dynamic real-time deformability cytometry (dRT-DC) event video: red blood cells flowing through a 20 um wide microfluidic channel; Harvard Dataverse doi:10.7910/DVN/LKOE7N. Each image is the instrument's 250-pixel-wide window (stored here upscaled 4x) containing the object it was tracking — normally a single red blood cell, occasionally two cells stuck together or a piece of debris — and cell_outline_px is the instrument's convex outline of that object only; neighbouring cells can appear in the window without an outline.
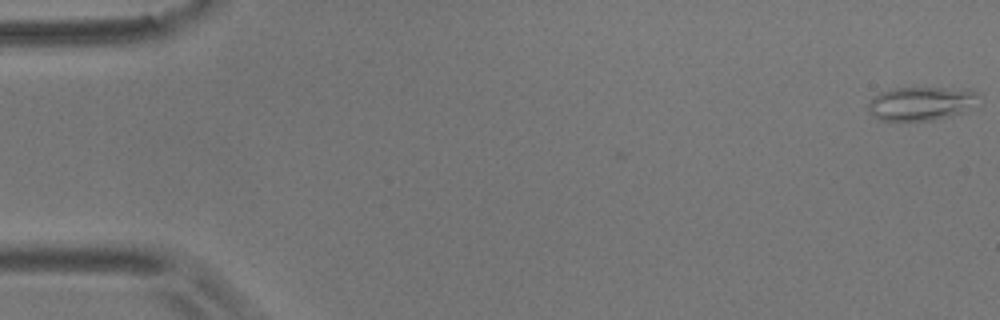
{"species": "common noctule bat (a hibernating species)", "species_latin": "Nyctalus noctula", "temperature_condition": "room temperature", "stored_images_in_passage": 56, "camera_frame_rate_fps": 3000, "um_per_image_px": 0.085, "animal": {"sex": "male", "body_mass_g": 17.9}, "frame": {"image": 1, "passage_image": 1, "time_ms": 0.0, "image_size_px": [1000, 320], "cell_outline_px": [[976, 92], [960, 112], [948, 116], [932, 120], [880, 120], [868, 112], [868, 104], [872, 96], [880, 92], [896, 88], [968, 88]], "centroid_in_image_um": [78.1, 8.78], "position_along_channel_um": 6.9, "area_um2": 20.75}}
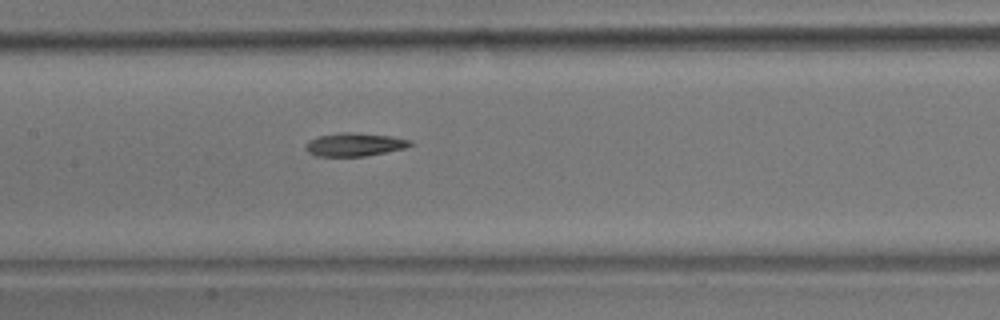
{"frame": {"image": 2, "passage_image": 27, "time_ms": 8.667, "image_size_px": [1000, 320], "cell_outline_px": [[416, 144], [404, 148], [364, 156], [316, 156], [308, 152], [304, 148], [308, 140], [316, 136], [340, 132], [352, 132], [388, 136], [412, 140]], "centroid_in_image_um": [30.1, 12.28], "position_along_channel_um": 177.3, "area_um2": 14.22}}
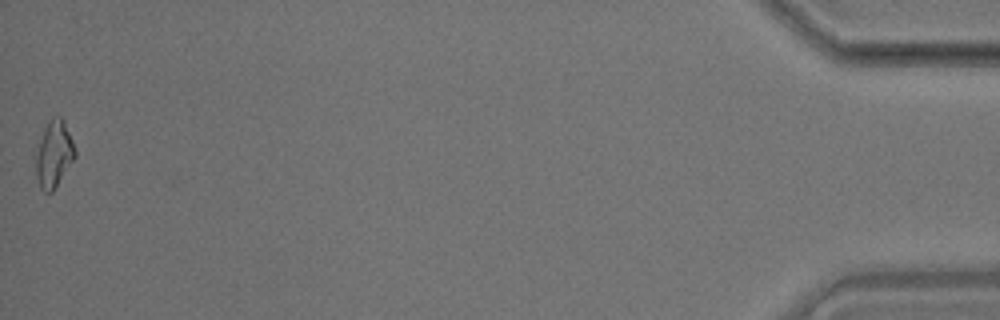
{"frame": {"image": 3, "passage_image": 56, "time_ms": 18.333, "image_size_px": [1000, 320], "cell_outline_px": [[76, 156], [52, 192], [44, 192], [40, 188], [36, 176], [32, 156], [44, 128], [48, 120], [52, 116], [60, 116], [64, 120], [72, 140], [76, 152]], "centroid_in_image_um": [4.52, 13.08], "position_along_channel_um": 430.7, "area_um2": 15.66}, "authors_computed_cell_mechanics": {"area_um2": 14.6812, "velocity_mm_per_s": 3.6095, "shape_relaxation_time_tau1_ms": null, "shape_relaxation_time_tau2_ms": 9.3961, "deformation_change_tau1": null, "deformation_change_tau2": 0.2101}}